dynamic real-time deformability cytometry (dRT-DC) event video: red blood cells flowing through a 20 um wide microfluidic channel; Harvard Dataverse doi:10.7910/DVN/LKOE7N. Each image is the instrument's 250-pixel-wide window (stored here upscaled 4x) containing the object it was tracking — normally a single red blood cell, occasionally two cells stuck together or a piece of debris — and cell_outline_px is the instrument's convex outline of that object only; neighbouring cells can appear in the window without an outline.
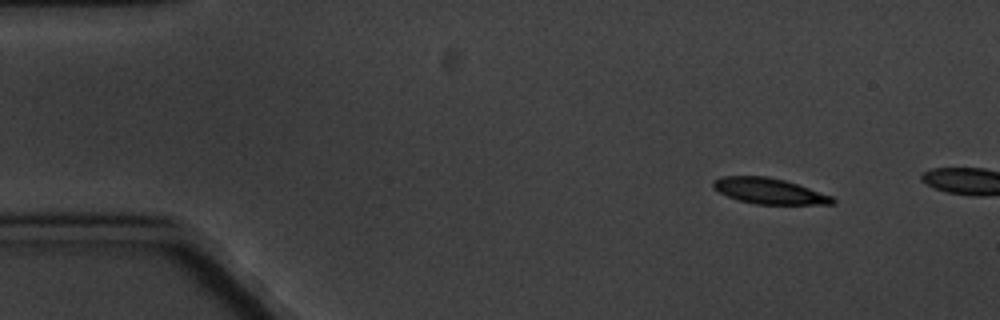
{"species": "common noctule bat (a hibernating species)", "species_latin": "Nyctalus noctula", "temperature_condition": "cold", "stored_images_in_passage": 2, "camera_frame_rate_fps": 3000, "um_per_image_px": 0.085, "animal": {"sex": "male", "body_mass_g": 20.1, "forearm_length_mm": 53.5}, "frame": {"image": 1, "passage_image": 1, "time_ms": 0.0, "image_size_px": [1000, 320], "cell_outline_px": [[836, 200], [832, 204], [756, 204], [740, 200], [728, 196], [720, 192], [712, 184], [712, 180], [720, 176], [768, 176], [784, 180], [832, 196]], "centroid_in_image_um": [65.36, 16.23], "position_along_channel_um": 19.6, "area_um2": 17.63}}